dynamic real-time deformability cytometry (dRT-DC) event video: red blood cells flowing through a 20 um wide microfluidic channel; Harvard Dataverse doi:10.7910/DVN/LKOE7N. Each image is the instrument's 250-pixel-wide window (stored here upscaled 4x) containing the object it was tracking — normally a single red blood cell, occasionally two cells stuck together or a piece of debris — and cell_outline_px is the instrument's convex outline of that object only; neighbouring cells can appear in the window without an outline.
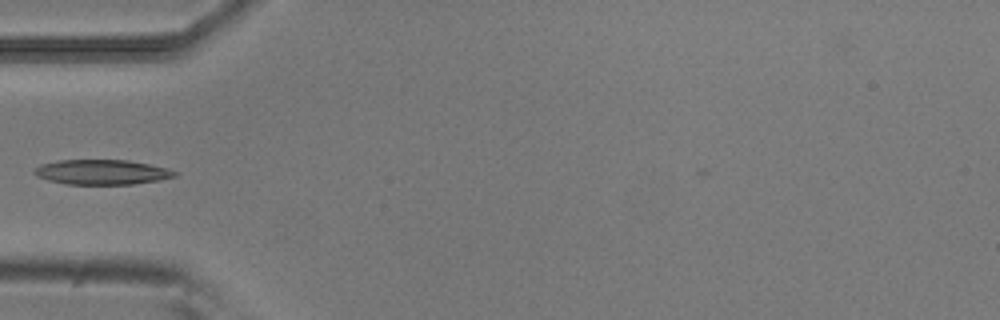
{"species": "common noctule bat (a hibernating species)", "species_latin": "Nyctalus noctula", "temperature_condition": "room temperature", "stored_images_in_passage": 31, "camera_frame_rate_fps": 3000, "um_per_image_px": 0.085, "animal": {"sex": "male", "body_mass_g": 20.5, "forearm_length_mm": 52.5}, "frame": {"image": 1, "passage_image": 1, "time_ms": 0.0, "image_size_px": [1000, 320], "cell_outline_px": [[176, 176], [160, 180], [132, 184], [68, 184], [48, 180], [36, 176], [32, 172], [40, 164], [56, 160], [128, 160], [168, 168], [176, 172]], "centroid_in_image_um": [8.63, 14.62], "position_along_channel_um": 76.4, "area_um2": 20.35}}
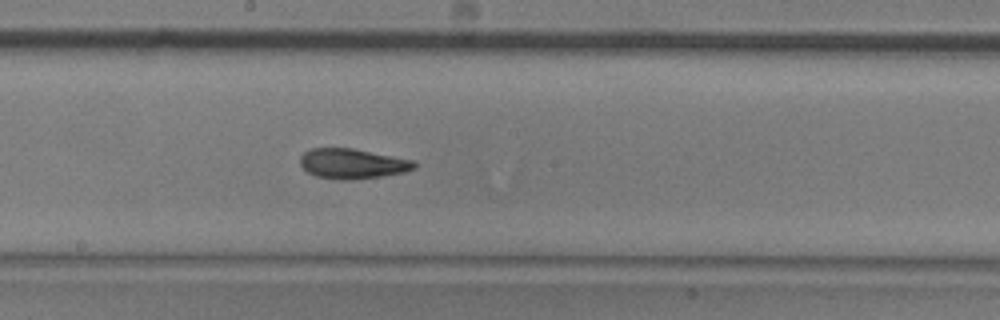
{"frame": {"image": 2, "passage_image": 12, "time_ms": 3.667, "image_size_px": [1000, 320], "cell_outline_px": [[416, 168], [404, 172], [380, 176], [352, 180], [340, 180], [316, 176], [308, 172], [300, 164], [300, 156], [304, 152], [312, 148], [352, 148], [416, 160]], "centroid_in_image_um": [29.97, 13.91], "position_along_channel_um": 218.2, "area_um2": 20.06}}
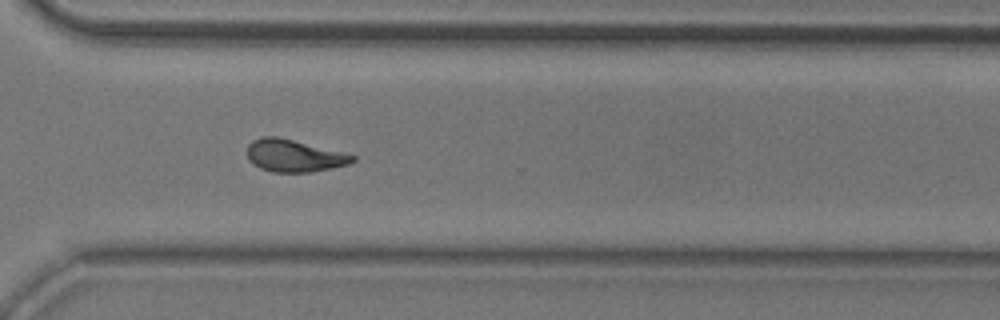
{"frame": {"image": 3, "passage_image": 22, "time_ms": 7.0, "image_size_px": [1000, 320], "cell_outline_px": [[356, 160], [348, 164], [332, 168], [312, 172], [272, 172], [260, 168], [252, 164], [248, 160], [248, 144], [252, 140], [264, 136], [276, 136], [356, 156]], "centroid_in_image_um": [24.95, 13.25], "position_along_channel_um": 345.6, "area_um2": 19.59}}